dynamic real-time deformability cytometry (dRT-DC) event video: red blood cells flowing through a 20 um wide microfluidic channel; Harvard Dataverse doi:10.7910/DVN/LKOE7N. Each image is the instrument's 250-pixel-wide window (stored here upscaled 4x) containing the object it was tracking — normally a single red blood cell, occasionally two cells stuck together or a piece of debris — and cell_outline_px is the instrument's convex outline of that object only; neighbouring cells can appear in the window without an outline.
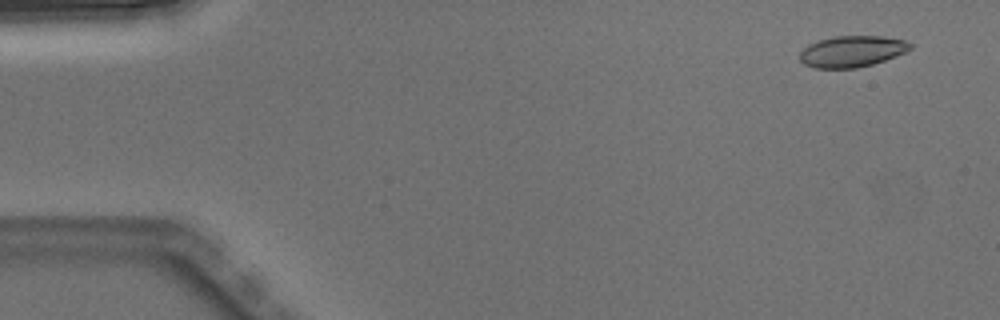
{"species": "Egyptian fruit bat (a non-hibernating species)", "species_latin": "Rousettus aegyptiacus", "temperature_condition": "warm", "stored_images_in_passage": 5, "segment_of_instrument_passage": [2, 2], "camera_frame_rate_fps": 3000, "um_per_image_px": 0.085, "animal": {"sex": "male"}, "frame": {"image": 1, "passage_image": 5, "time_ms": 1.333, "image_size_px": [1000, 320], "cell_outline_px": [[912, 48], [904, 52], [884, 60], [872, 64], [856, 68], [812, 68], [804, 64], [800, 60], [800, 52], [808, 44], [832, 36], [884, 36], [904, 40], [912, 44]], "centroid_in_image_um": [72.39, 4.36], "position_along_channel_um": 12.6, "area_um2": 20.06}}